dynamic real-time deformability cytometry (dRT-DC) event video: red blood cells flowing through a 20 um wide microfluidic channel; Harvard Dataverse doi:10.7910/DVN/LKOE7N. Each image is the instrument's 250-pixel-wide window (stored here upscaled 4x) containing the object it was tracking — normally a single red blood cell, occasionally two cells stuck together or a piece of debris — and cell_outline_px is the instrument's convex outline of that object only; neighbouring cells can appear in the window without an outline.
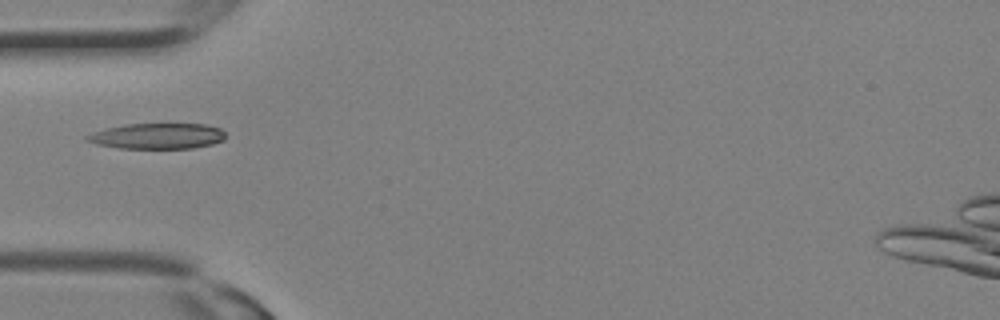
{"species": "Egyptian fruit bat (a non-hibernating species)", "species_latin": "Rousettus aegyptiacus", "temperature_condition": "room temperature", "stored_images_in_passage": 13, "camera_frame_rate_fps": 3000, "um_per_image_px": 0.085, "animal": {"sex": "female"}, "frame": {"image": 1, "passage_image": 10, "time_ms": 3.0, "image_size_px": [1000, 320], "cell_outline_px": [[224, 140], [212, 144], [192, 148], [120, 148], [96, 144], [84, 140], [84, 136], [92, 132], [124, 124], [208, 124], [220, 128], [224, 132]], "centroid_in_image_um": [13.36, 11.56], "position_along_channel_um": 71.6, "area_um2": 20.75}}
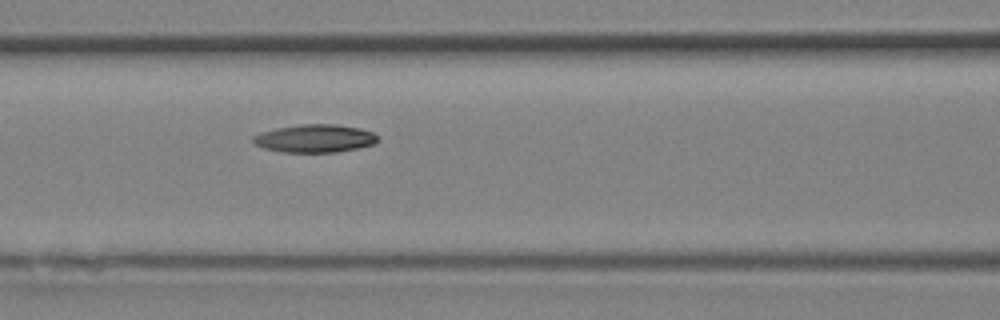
{"frame": {"image": 2, "passage_image": 13, "time_ms": 4.0, "image_size_px": [1000, 320], "cell_outline_px": [[380, 140], [376, 144], [336, 152], [284, 152], [264, 148], [256, 144], [252, 140], [252, 136], [260, 132], [276, 128], [300, 124], [336, 124], [360, 128], [372, 132], [380, 136]], "centroid_in_image_um": [26.8, 11.76], "position_along_channel_um": 139.8, "area_um2": 20.46}}